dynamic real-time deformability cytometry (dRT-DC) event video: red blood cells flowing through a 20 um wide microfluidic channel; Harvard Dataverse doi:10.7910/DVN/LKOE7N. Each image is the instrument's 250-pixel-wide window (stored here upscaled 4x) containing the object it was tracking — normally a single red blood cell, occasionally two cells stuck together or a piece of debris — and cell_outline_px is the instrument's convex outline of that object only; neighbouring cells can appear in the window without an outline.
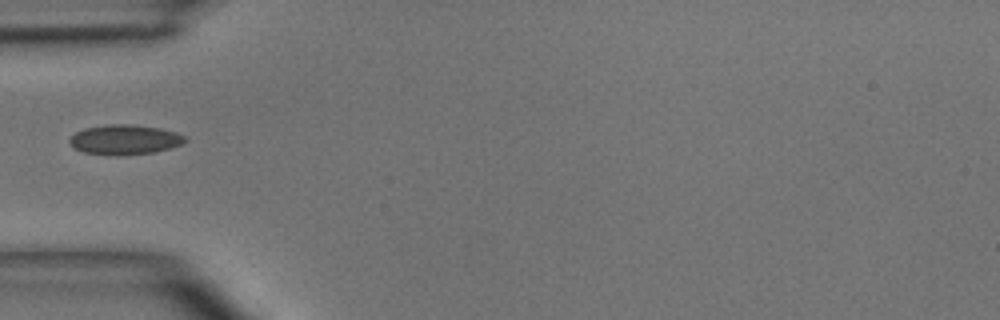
{"species": "common noctule bat (a hibernating species)", "species_latin": "Nyctalus noctula", "temperature_condition": "room temperature", "stored_images_in_passage": 6, "camera_frame_rate_fps": 3000, "um_per_image_px": 0.085, "animal": {"sex": "male", "body_mass_g": 15.6}, "frame": {"image": 1, "passage_image": 6, "time_ms": 5.667, "image_size_px": [1000, 320], "cell_outline_px": [[188, 140], [180, 144], [168, 148], [152, 152], [120, 156], [116, 156], [84, 152], [76, 148], [68, 140], [76, 132], [84, 128], [104, 124], [128, 124], [160, 128], [176, 132], [184, 136]], "centroid_in_image_um": [10.59, 11.86], "position_along_channel_um": 74.4, "area_um2": 19.94}}